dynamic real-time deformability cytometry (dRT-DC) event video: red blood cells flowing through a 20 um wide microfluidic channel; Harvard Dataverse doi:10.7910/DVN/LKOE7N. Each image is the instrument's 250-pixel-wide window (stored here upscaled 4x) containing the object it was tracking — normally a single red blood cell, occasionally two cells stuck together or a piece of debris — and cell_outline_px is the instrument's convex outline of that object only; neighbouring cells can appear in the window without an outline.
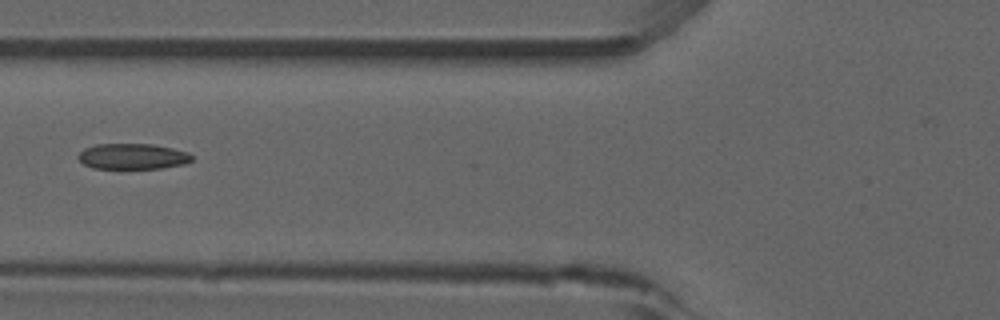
{"species": "common noctule bat (a hibernating species)", "species_latin": "Nyctalus noctula", "temperature_condition": "room temperature", "stored_images_in_passage": 6, "camera_frame_rate_fps": 3000, "um_per_image_px": 0.085, "animal": {"sex": "male", "forearm_length_mm": 52.5}, "frame": {"image": 1, "passage_image": 6, "time_ms": 6.0, "image_size_px": [1000, 320], "cell_outline_px": [[192, 160], [184, 164], [160, 168], [92, 168], [84, 164], [76, 156], [84, 148], [96, 144], [152, 144], [172, 148], [188, 152], [192, 156]], "centroid_in_image_um": [11.25, 13.29], "position_along_channel_um": 114.5, "area_um2": 16.94}}